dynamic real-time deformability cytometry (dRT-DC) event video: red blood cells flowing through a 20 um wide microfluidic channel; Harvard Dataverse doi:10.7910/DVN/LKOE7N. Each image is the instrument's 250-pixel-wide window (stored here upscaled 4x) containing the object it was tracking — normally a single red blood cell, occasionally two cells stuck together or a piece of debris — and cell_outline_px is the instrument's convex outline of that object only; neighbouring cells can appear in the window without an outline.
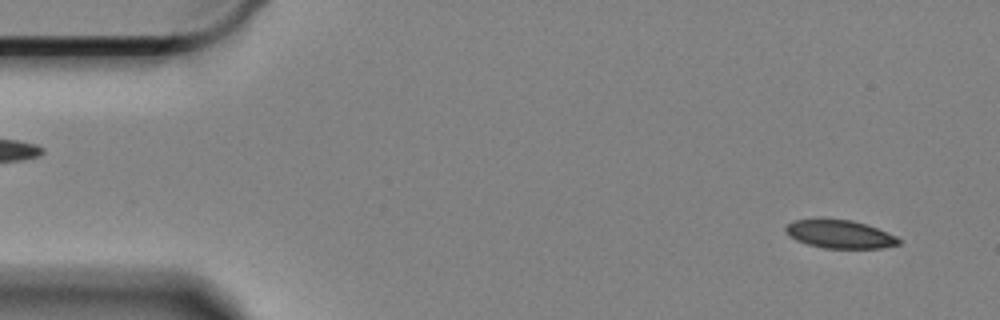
{"species": "Egyptian fruit bat (a non-hibernating species)", "species_latin": "Rousettus aegyptiacus", "temperature_condition": "cold", "stored_images_in_passage": 59, "camera_frame_rate_fps": 3000, "um_per_image_px": 0.085, "animal": {"sex": "female"}, "frame": {"image": 1, "passage_image": 3, "time_ms": 0.667, "image_size_px": [1000, 320], "cell_outline_px": [[900, 244], [880, 248], [824, 248], [808, 244], [796, 240], [784, 228], [788, 224], [796, 220], [820, 216], [852, 220], [876, 228], [896, 236], [900, 240]], "centroid_in_image_um": [71.35, 19.87], "position_along_channel_um": 13.6, "area_um2": 18.79}}
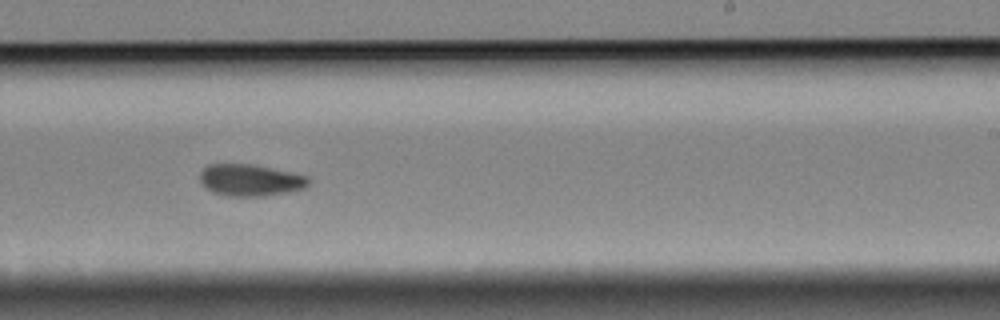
{"frame": {"image": 2, "passage_image": 35, "time_ms": 11.333, "image_size_px": [1000, 320], "cell_outline_px": [[308, 184], [304, 188], [288, 192], [264, 196], [228, 196], [212, 192], [200, 180], [200, 172], [208, 164], [252, 164], [308, 176]], "centroid_in_image_um": [21.26, 15.31], "position_along_channel_um": 267.7, "area_um2": 19.88}}
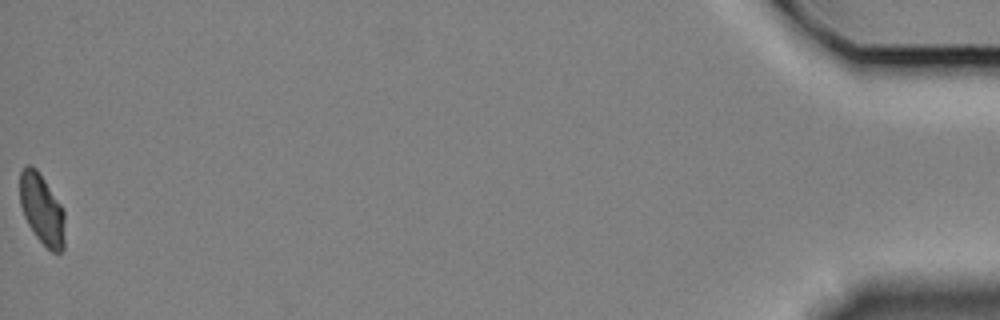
{"frame": {"image": 3, "passage_image": 59, "time_ms": 19.333, "image_size_px": [1000, 320], "cell_outline_px": [[64, 248], [60, 252], [52, 252], [36, 236], [28, 224], [24, 216], [20, 204], [20, 172], [28, 164], [36, 168], [64, 208]], "centroid_in_image_um": [3.57, 17.79], "position_along_channel_um": 431.6, "area_um2": 18.38}, "authors_computed_cell_mechanics": {"area_um2": 19.8832, "velocity_mm_per_s": 3.3028, "shape_relaxation_time_tau1_ms": 6.951, "shape_relaxation_time_tau2_ms": 5.8765, "deformation_change_tau1": 0.1243, "deformation_change_tau2": 0.0759}}